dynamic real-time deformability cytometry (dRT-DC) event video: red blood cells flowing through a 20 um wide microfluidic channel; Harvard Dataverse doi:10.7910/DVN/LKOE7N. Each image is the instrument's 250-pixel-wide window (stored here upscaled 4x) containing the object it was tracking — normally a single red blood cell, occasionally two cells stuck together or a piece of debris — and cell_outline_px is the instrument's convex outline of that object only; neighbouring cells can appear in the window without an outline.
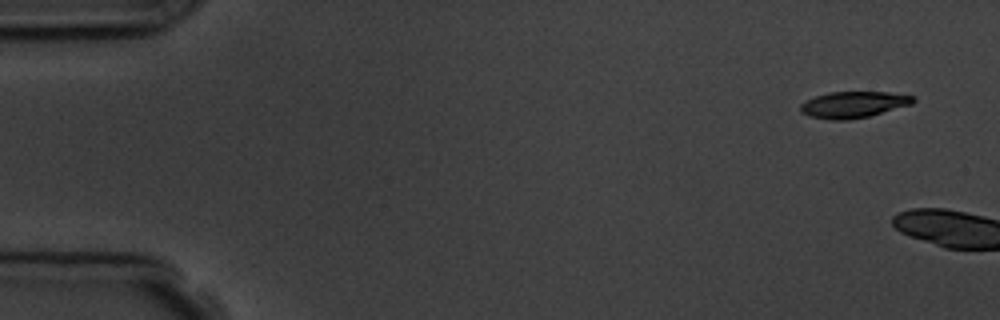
{"species": "common noctule bat (a hibernating species)", "species_latin": "Nyctalus noctula", "temperature_condition": "room temperature", "stored_images_in_passage": 2, "camera_frame_rate_fps": 3000, "um_per_image_px": 0.085, "animal": {"sex": "male", "body_mass_g": 19.5, "forearm_length_mm": 54.6}, "frame": {"image": 1, "passage_image": 1, "time_ms": 0.0, "image_size_px": [1000, 320], "cell_outline_px": [[916, 100], [912, 104], [868, 116], [848, 120], [832, 120], [808, 116], [800, 112], [800, 104], [804, 100], [828, 92], [888, 92], [916, 96]], "centroid_in_image_um": [72.52, 8.89], "position_along_channel_um": 12.5, "area_um2": 17.4}}